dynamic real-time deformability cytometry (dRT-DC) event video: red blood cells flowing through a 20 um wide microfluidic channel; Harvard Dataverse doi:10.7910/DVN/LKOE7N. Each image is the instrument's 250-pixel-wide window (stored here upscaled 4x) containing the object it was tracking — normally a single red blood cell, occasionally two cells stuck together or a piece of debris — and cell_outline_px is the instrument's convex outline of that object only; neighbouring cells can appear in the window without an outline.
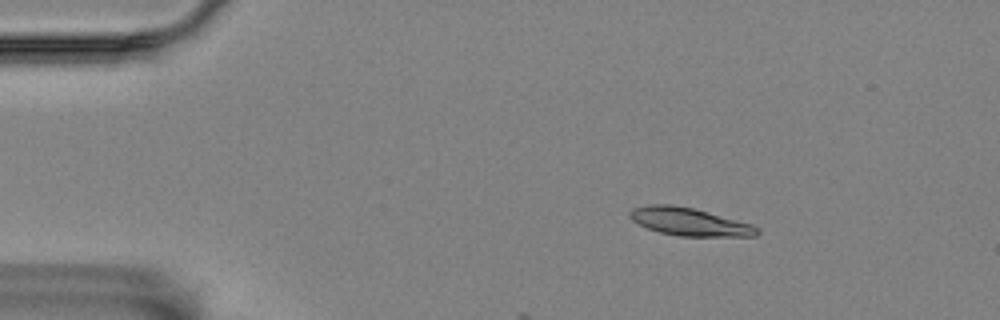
{"species": "Egyptian fruit bat (a non-hibernating species)", "species_latin": "Rousettus aegyptiacus", "temperature_condition": "room temperature", "stored_images_in_passage": 12, "camera_frame_rate_fps": 3000, "um_per_image_px": 0.085, "animal": {"sex": "female"}, "frame": {"image": 1, "passage_image": 8, "time_ms": 2.333, "image_size_px": [1000, 320], "cell_outline_px": [[760, 232], [756, 236], [680, 236], [660, 232], [648, 228], [632, 220], [628, 216], [628, 212], [632, 208], [648, 204], [672, 204], [692, 208], [752, 224], [760, 228]], "centroid_in_image_um": [58.59, 18.84], "position_along_channel_um": 26.4, "area_um2": 20.58}}